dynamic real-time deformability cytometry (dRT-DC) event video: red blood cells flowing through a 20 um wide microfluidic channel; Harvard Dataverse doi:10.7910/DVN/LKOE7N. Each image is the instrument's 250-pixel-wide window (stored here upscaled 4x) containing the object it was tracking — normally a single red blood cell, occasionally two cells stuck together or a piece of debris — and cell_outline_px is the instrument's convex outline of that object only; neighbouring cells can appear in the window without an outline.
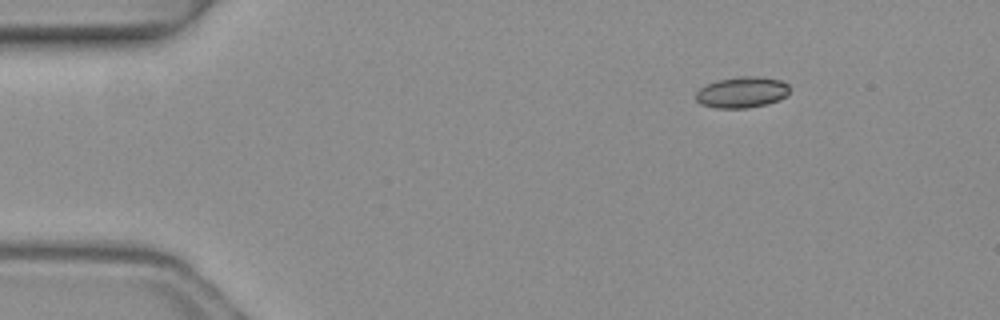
{"species": "common noctule bat (a hibernating species)", "species_latin": "Nyctalus noctula", "temperature_condition": "warm", "stored_images_in_passage": 3, "camera_frame_rate_fps": 3000, "um_per_image_px": 0.085, "animal": {"sex": "female", "body_mass_g": 19.3, "forearm_length_mm": 54.1}, "frame": {"image": 1, "passage_image": 1, "time_ms": 0.0, "image_size_px": [1000, 320], "cell_outline_px": [[788, 92], [780, 100], [768, 104], [748, 108], [716, 108], [700, 104], [696, 100], [696, 92], [700, 88], [716, 80], [740, 76], [756, 76], [780, 80], [788, 84]], "centroid_in_image_um": [63.05, 7.85], "position_along_channel_um": 22.0, "area_um2": 16.99}}